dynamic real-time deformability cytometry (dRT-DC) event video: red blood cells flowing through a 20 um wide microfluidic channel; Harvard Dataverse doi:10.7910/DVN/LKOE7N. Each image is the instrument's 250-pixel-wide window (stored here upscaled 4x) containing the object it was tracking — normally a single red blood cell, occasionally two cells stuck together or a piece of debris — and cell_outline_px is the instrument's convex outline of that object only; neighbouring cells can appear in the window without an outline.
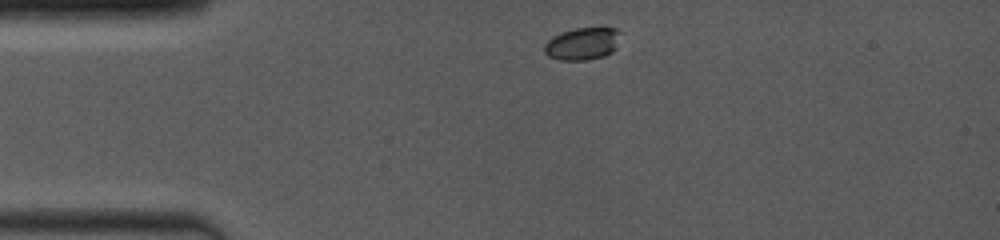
{"species": "common noctule bat (a hibernating species)", "species_latin": "Nyctalus noctula", "temperature_condition": "room temperature", "stored_images_in_passage": 42, "camera_frame_rate_fps": 4000, "um_per_image_px": 0.085, "animal": {"sex": "female", "body_mass_g": 19.0, "forearm_length_mm": 53.3}, "frame": {"image": 1, "passage_image": 1, "time_ms": 0.0, "image_size_px": [1000, 240], "cell_outline_px": [[620, 32], [612, 52], [604, 56], [584, 60], [560, 60], [548, 56], [544, 52], [544, 44], [552, 36], [560, 32], [576, 28], [616, 28]], "centroid_in_image_um": [49.45, 3.71], "position_along_channel_um": 35.6, "area_um2": 14.22}}
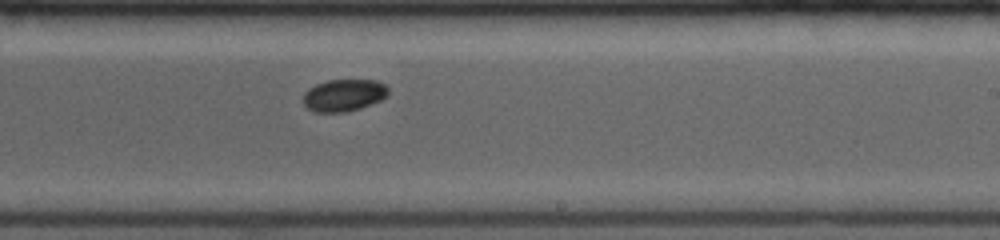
{"frame": {"image": 2, "passage_image": 23, "time_ms": 6.5, "image_size_px": [1000, 240], "cell_outline_px": [[388, 96], [380, 100], [360, 108], [348, 112], [312, 112], [304, 104], [304, 92], [308, 88], [316, 84], [328, 80], [376, 80], [384, 84], [388, 88]], "centroid_in_image_um": [29.22, 8.09], "position_along_channel_um": 259.8, "area_um2": 15.95}}
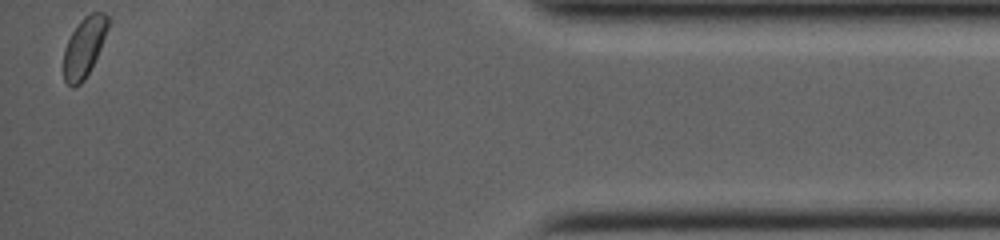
{"frame": {"image": 3, "passage_image": 42, "time_ms": 12.0, "image_size_px": [1000, 240], "cell_outline_px": [[108, 28], [100, 48], [84, 80], [80, 84], [72, 88], [64, 80], [64, 48], [72, 32], [80, 20], [84, 16], [92, 12], [104, 12], [108, 16]], "centroid_in_image_um": [7.14, 3.99], "position_along_channel_um": 428.1, "area_um2": 15.2}, "authors_computed_cell_mechanics": {"area_um2": 15.606, "velocity_mm_per_s": 4.0531, "shape_relaxation_time_tau1_ms": 2.7547, "shape_relaxation_time_tau2_ms": null, "deformation_change_tau1": 0.058, "deformation_change_tau2": null}}